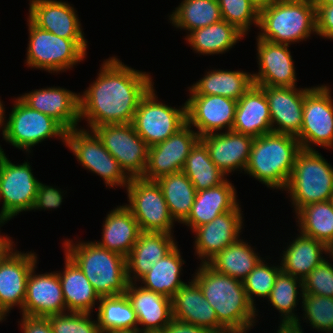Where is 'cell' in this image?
Returning <instances> with one entry per match:
<instances>
[{
	"label": "cell",
	"instance_id": "obj_1",
	"mask_svg": "<svg viewBox=\"0 0 333 333\" xmlns=\"http://www.w3.org/2000/svg\"><path fill=\"white\" fill-rule=\"evenodd\" d=\"M149 73L109 57L103 61L96 80L79 95L80 122L88 127L132 123L141 99L153 87Z\"/></svg>",
	"mask_w": 333,
	"mask_h": 333
},
{
	"label": "cell",
	"instance_id": "obj_2",
	"mask_svg": "<svg viewBox=\"0 0 333 333\" xmlns=\"http://www.w3.org/2000/svg\"><path fill=\"white\" fill-rule=\"evenodd\" d=\"M196 271L193 279L225 329H252L255 326L258 311L248 300L243 281L221 274L207 263H200Z\"/></svg>",
	"mask_w": 333,
	"mask_h": 333
},
{
	"label": "cell",
	"instance_id": "obj_3",
	"mask_svg": "<svg viewBox=\"0 0 333 333\" xmlns=\"http://www.w3.org/2000/svg\"><path fill=\"white\" fill-rule=\"evenodd\" d=\"M301 150L296 136L270 132L255 137L244 173L272 189H285Z\"/></svg>",
	"mask_w": 333,
	"mask_h": 333
},
{
	"label": "cell",
	"instance_id": "obj_4",
	"mask_svg": "<svg viewBox=\"0 0 333 333\" xmlns=\"http://www.w3.org/2000/svg\"><path fill=\"white\" fill-rule=\"evenodd\" d=\"M77 243L66 239L62 247L88 278L99 297L125 294L129 284L126 258L100 247L95 241Z\"/></svg>",
	"mask_w": 333,
	"mask_h": 333
},
{
	"label": "cell",
	"instance_id": "obj_5",
	"mask_svg": "<svg viewBox=\"0 0 333 333\" xmlns=\"http://www.w3.org/2000/svg\"><path fill=\"white\" fill-rule=\"evenodd\" d=\"M259 39L278 44H294L308 39L316 31V7L313 0H275L259 12Z\"/></svg>",
	"mask_w": 333,
	"mask_h": 333
},
{
	"label": "cell",
	"instance_id": "obj_6",
	"mask_svg": "<svg viewBox=\"0 0 333 333\" xmlns=\"http://www.w3.org/2000/svg\"><path fill=\"white\" fill-rule=\"evenodd\" d=\"M284 190L295 213L306 205L328 201L333 195V167L316 149H301Z\"/></svg>",
	"mask_w": 333,
	"mask_h": 333
},
{
	"label": "cell",
	"instance_id": "obj_7",
	"mask_svg": "<svg viewBox=\"0 0 333 333\" xmlns=\"http://www.w3.org/2000/svg\"><path fill=\"white\" fill-rule=\"evenodd\" d=\"M29 43L26 66L48 71L64 72L86 58V39H65L42 30L28 19Z\"/></svg>",
	"mask_w": 333,
	"mask_h": 333
},
{
	"label": "cell",
	"instance_id": "obj_8",
	"mask_svg": "<svg viewBox=\"0 0 333 333\" xmlns=\"http://www.w3.org/2000/svg\"><path fill=\"white\" fill-rule=\"evenodd\" d=\"M5 122L3 139L22 151L30 153L34 145L52 137L59 138L65 145L66 130L52 117L31 109L19 97Z\"/></svg>",
	"mask_w": 333,
	"mask_h": 333
},
{
	"label": "cell",
	"instance_id": "obj_9",
	"mask_svg": "<svg viewBox=\"0 0 333 333\" xmlns=\"http://www.w3.org/2000/svg\"><path fill=\"white\" fill-rule=\"evenodd\" d=\"M65 145L76 156L77 161L92 173L102 177L106 186L126 187L130 178L118 161L108 152L92 130L74 128L66 131Z\"/></svg>",
	"mask_w": 333,
	"mask_h": 333
},
{
	"label": "cell",
	"instance_id": "obj_10",
	"mask_svg": "<svg viewBox=\"0 0 333 333\" xmlns=\"http://www.w3.org/2000/svg\"><path fill=\"white\" fill-rule=\"evenodd\" d=\"M126 190L129 204L125 206L131 211L141 231L173 234L175 221L156 181L131 178Z\"/></svg>",
	"mask_w": 333,
	"mask_h": 333
},
{
	"label": "cell",
	"instance_id": "obj_11",
	"mask_svg": "<svg viewBox=\"0 0 333 333\" xmlns=\"http://www.w3.org/2000/svg\"><path fill=\"white\" fill-rule=\"evenodd\" d=\"M155 92L153 86L141 99L132 122L149 147L165 141L187 123L186 102L177 109L158 101Z\"/></svg>",
	"mask_w": 333,
	"mask_h": 333
},
{
	"label": "cell",
	"instance_id": "obj_12",
	"mask_svg": "<svg viewBox=\"0 0 333 333\" xmlns=\"http://www.w3.org/2000/svg\"><path fill=\"white\" fill-rule=\"evenodd\" d=\"M39 180L34 177L29 162L14 164L0 145V215L8 222L34 205Z\"/></svg>",
	"mask_w": 333,
	"mask_h": 333
},
{
	"label": "cell",
	"instance_id": "obj_13",
	"mask_svg": "<svg viewBox=\"0 0 333 333\" xmlns=\"http://www.w3.org/2000/svg\"><path fill=\"white\" fill-rule=\"evenodd\" d=\"M92 131L130 179L143 177L149 146L136 133L132 123L99 125Z\"/></svg>",
	"mask_w": 333,
	"mask_h": 333
},
{
	"label": "cell",
	"instance_id": "obj_14",
	"mask_svg": "<svg viewBox=\"0 0 333 333\" xmlns=\"http://www.w3.org/2000/svg\"><path fill=\"white\" fill-rule=\"evenodd\" d=\"M327 85L311 87L304 96L303 120L296 136L301 149L314 150V145L333 147V99Z\"/></svg>",
	"mask_w": 333,
	"mask_h": 333
},
{
	"label": "cell",
	"instance_id": "obj_15",
	"mask_svg": "<svg viewBox=\"0 0 333 333\" xmlns=\"http://www.w3.org/2000/svg\"><path fill=\"white\" fill-rule=\"evenodd\" d=\"M13 245L15 244L11 243L0 254V314L4 318L14 306H19L22 311L27 280L37 264L34 252H19Z\"/></svg>",
	"mask_w": 333,
	"mask_h": 333
},
{
	"label": "cell",
	"instance_id": "obj_16",
	"mask_svg": "<svg viewBox=\"0 0 333 333\" xmlns=\"http://www.w3.org/2000/svg\"><path fill=\"white\" fill-rule=\"evenodd\" d=\"M191 128L186 123L165 141L149 147L143 179L156 181L162 176L182 171L192 147L200 139L196 130Z\"/></svg>",
	"mask_w": 333,
	"mask_h": 333
},
{
	"label": "cell",
	"instance_id": "obj_17",
	"mask_svg": "<svg viewBox=\"0 0 333 333\" xmlns=\"http://www.w3.org/2000/svg\"><path fill=\"white\" fill-rule=\"evenodd\" d=\"M189 96L186 100L187 123L197 128L199 137L218 133V131L220 133V130H232L236 100L220 95Z\"/></svg>",
	"mask_w": 333,
	"mask_h": 333
},
{
	"label": "cell",
	"instance_id": "obj_18",
	"mask_svg": "<svg viewBox=\"0 0 333 333\" xmlns=\"http://www.w3.org/2000/svg\"><path fill=\"white\" fill-rule=\"evenodd\" d=\"M241 205L238 204L232 211L225 212L214 218L211 222L196 227L194 248L201 263H207L218 252L240 238L243 218Z\"/></svg>",
	"mask_w": 333,
	"mask_h": 333
},
{
	"label": "cell",
	"instance_id": "obj_19",
	"mask_svg": "<svg viewBox=\"0 0 333 333\" xmlns=\"http://www.w3.org/2000/svg\"><path fill=\"white\" fill-rule=\"evenodd\" d=\"M256 39L259 71L252 73L253 84L260 87H296V71L289 45Z\"/></svg>",
	"mask_w": 333,
	"mask_h": 333
},
{
	"label": "cell",
	"instance_id": "obj_20",
	"mask_svg": "<svg viewBox=\"0 0 333 333\" xmlns=\"http://www.w3.org/2000/svg\"><path fill=\"white\" fill-rule=\"evenodd\" d=\"M79 95L62 87H46L25 93L19 98L31 109L52 117L69 131L79 127Z\"/></svg>",
	"mask_w": 333,
	"mask_h": 333
},
{
	"label": "cell",
	"instance_id": "obj_21",
	"mask_svg": "<svg viewBox=\"0 0 333 333\" xmlns=\"http://www.w3.org/2000/svg\"><path fill=\"white\" fill-rule=\"evenodd\" d=\"M261 88L268 100L273 132L297 136L302 126L304 96L310 88Z\"/></svg>",
	"mask_w": 333,
	"mask_h": 333
},
{
	"label": "cell",
	"instance_id": "obj_22",
	"mask_svg": "<svg viewBox=\"0 0 333 333\" xmlns=\"http://www.w3.org/2000/svg\"><path fill=\"white\" fill-rule=\"evenodd\" d=\"M34 266L29 274L22 315L47 317L66 312L61 283L57 272L36 274Z\"/></svg>",
	"mask_w": 333,
	"mask_h": 333
},
{
	"label": "cell",
	"instance_id": "obj_23",
	"mask_svg": "<svg viewBox=\"0 0 333 333\" xmlns=\"http://www.w3.org/2000/svg\"><path fill=\"white\" fill-rule=\"evenodd\" d=\"M29 19L38 28L65 39H85L76 10L57 0H30Z\"/></svg>",
	"mask_w": 333,
	"mask_h": 333
},
{
	"label": "cell",
	"instance_id": "obj_24",
	"mask_svg": "<svg viewBox=\"0 0 333 333\" xmlns=\"http://www.w3.org/2000/svg\"><path fill=\"white\" fill-rule=\"evenodd\" d=\"M172 316L186 323L207 329L211 333L226 330L217 319L214 308L204 298L198 283L192 279L184 283L172 296Z\"/></svg>",
	"mask_w": 333,
	"mask_h": 333
},
{
	"label": "cell",
	"instance_id": "obj_25",
	"mask_svg": "<svg viewBox=\"0 0 333 333\" xmlns=\"http://www.w3.org/2000/svg\"><path fill=\"white\" fill-rule=\"evenodd\" d=\"M200 140L207 147L213 163L226 176L235 170H245L254 137L231 130L208 134Z\"/></svg>",
	"mask_w": 333,
	"mask_h": 333
},
{
	"label": "cell",
	"instance_id": "obj_26",
	"mask_svg": "<svg viewBox=\"0 0 333 333\" xmlns=\"http://www.w3.org/2000/svg\"><path fill=\"white\" fill-rule=\"evenodd\" d=\"M137 284L129 283L125 294L136 312L138 329L143 333L162 332L173 319L171 299Z\"/></svg>",
	"mask_w": 333,
	"mask_h": 333
},
{
	"label": "cell",
	"instance_id": "obj_27",
	"mask_svg": "<svg viewBox=\"0 0 333 333\" xmlns=\"http://www.w3.org/2000/svg\"><path fill=\"white\" fill-rule=\"evenodd\" d=\"M173 234L141 231L138 240L126 258L129 283L137 282L160 259L178 244Z\"/></svg>",
	"mask_w": 333,
	"mask_h": 333
},
{
	"label": "cell",
	"instance_id": "obj_28",
	"mask_svg": "<svg viewBox=\"0 0 333 333\" xmlns=\"http://www.w3.org/2000/svg\"><path fill=\"white\" fill-rule=\"evenodd\" d=\"M232 131L254 138L273 132L268 100L260 86L253 84L237 101Z\"/></svg>",
	"mask_w": 333,
	"mask_h": 333
},
{
	"label": "cell",
	"instance_id": "obj_29",
	"mask_svg": "<svg viewBox=\"0 0 333 333\" xmlns=\"http://www.w3.org/2000/svg\"><path fill=\"white\" fill-rule=\"evenodd\" d=\"M236 194V189L228 180L216 187L197 191L190 214L182 224L193 231L220 214L232 211L239 204Z\"/></svg>",
	"mask_w": 333,
	"mask_h": 333
},
{
	"label": "cell",
	"instance_id": "obj_30",
	"mask_svg": "<svg viewBox=\"0 0 333 333\" xmlns=\"http://www.w3.org/2000/svg\"><path fill=\"white\" fill-rule=\"evenodd\" d=\"M100 247L127 258L141 233L138 222L125 206H117L105 217Z\"/></svg>",
	"mask_w": 333,
	"mask_h": 333
},
{
	"label": "cell",
	"instance_id": "obj_31",
	"mask_svg": "<svg viewBox=\"0 0 333 333\" xmlns=\"http://www.w3.org/2000/svg\"><path fill=\"white\" fill-rule=\"evenodd\" d=\"M65 267L58 272L67 311L92 313L100 297L78 265L65 253ZM98 300V301H97Z\"/></svg>",
	"mask_w": 333,
	"mask_h": 333
},
{
	"label": "cell",
	"instance_id": "obj_32",
	"mask_svg": "<svg viewBox=\"0 0 333 333\" xmlns=\"http://www.w3.org/2000/svg\"><path fill=\"white\" fill-rule=\"evenodd\" d=\"M329 255V248L322 242L299 234L283 251L281 271L303 280Z\"/></svg>",
	"mask_w": 333,
	"mask_h": 333
},
{
	"label": "cell",
	"instance_id": "obj_33",
	"mask_svg": "<svg viewBox=\"0 0 333 333\" xmlns=\"http://www.w3.org/2000/svg\"><path fill=\"white\" fill-rule=\"evenodd\" d=\"M252 85L251 73L215 69L189 87V95H220L238 101Z\"/></svg>",
	"mask_w": 333,
	"mask_h": 333
},
{
	"label": "cell",
	"instance_id": "obj_34",
	"mask_svg": "<svg viewBox=\"0 0 333 333\" xmlns=\"http://www.w3.org/2000/svg\"><path fill=\"white\" fill-rule=\"evenodd\" d=\"M244 36L234 25L222 19L206 27L188 32L185 40L196 53L213 55L229 51Z\"/></svg>",
	"mask_w": 333,
	"mask_h": 333
},
{
	"label": "cell",
	"instance_id": "obj_35",
	"mask_svg": "<svg viewBox=\"0 0 333 333\" xmlns=\"http://www.w3.org/2000/svg\"><path fill=\"white\" fill-rule=\"evenodd\" d=\"M185 261L181 257L180 249L176 246L164 258L158 260L152 268L139 280L142 287L162 294L168 298L186 282L180 279L182 266Z\"/></svg>",
	"mask_w": 333,
	"mask_h": 333
},
{
	"label": "cell",
	"instance_id": "obj_36",
	"mask_svg": "<svg viewBox=\"0 0 333 333\" xmlns=\"http://www.w3.org/2000/svg\"><path fill=\"white\" fill-rule=\"evenodd\" d=\"M240 238L218 252L207 264L221 274L243 281L262 257Z\"/></svg>",
	"mask_w": 333,
	"mask_h": 333
},
{
	"label": "cell",
	"instance_id": "obj_37",
	"mask_svg": "<svg viewBox=\"0 0 333 333\" xmlns=\"http://www.w3.org/2000/svg\"><path fill=\"white\" fill-rule=\"evenodd\" d=\"M156 182L161 187L171 217L182 223L195 201L197 192L194 185L182 171L162 176Z\"/></svg>",
	"mask_w": 333,
	"mask_h": 333
},
{
	"label": "cell",
	"instance_id": "obj_38",
	"mask_svg": "<svg viewBox=\"0 0 333 333\" xmlns=\"http://www.w3.org/2000/svg\"><path fill=\"white\" fill-rule=\"evenodd\" d=\"M182 172L194 185L196 192L216 187L227 180L226 174L213 163L207 147L200 139L192 147Z\"/></svg>",
	"mask_w": 333,
	"mask_h": 333
},
{
	"label": "cell",
	"instance_id": "obj_39",
	"mask_svg": "<svg viewBox=\"0 0 333 333\" xmlns=\"http://www.w3.org/2000/svg\"><path fill=\"white\" fill-rule=\"evenodd\" d=\"M169 17L172 26L189 32L222 20L218 0H183Z\"/></svg>",
	"mask_w": 333,
	"mask_h": 333
},
{
	"label": "cell",
	"instance_id": "obj_40",
	"mask_svg": "<svg viewBox=\"0 0 333 333\" xmlns=\"http://www.w3.org/2000/svg\"><path fill=\"white\" fill-rule=\"evenodd\" d=\"M299 233L324 243L333 244V205L330 200L302 207L297 213Z\"/></svg>",
	"mask_w": 333,
	"mask_h": 333
},
{
	"label": "cell",
	"instance_id": "obj_41",
	"mask_svg": "<svg viewBox=\"0 0 333 333\" xmlns=\"http://www.w3.org/2000/svg\"><path fill=\"white\" fill-rule=\"evenodd\" d=\"M97 321L100 331L136 329L138 319L126 294L100 297Z\"/></svg>",
	"mask_w": 333,
	"mask_h": 333
},
{
	"label": "cell",
	"instance_id": "obj_42",
	"mask_svg": "<svg viewBox=\"0 0 333 333\" xmlns=\"http://www.w3.org/2000/svg\"><path fill=\"white\" fill-rule=\"evenodd\" d=\"M301 289L299 292L298 289ZM300 293V294H299ZM298 294L303 296V280L280 271L268 297L277 311L281 313V321H301L294 308L299 304ZM298 299V300H297Z\"/></svg>",
	"mask_w": 333,
	"mask_h": 333
},
{
	"label": "cell",
	"instance_id": "obj_43",
	"mask_svg": "<svg viewBox=\"0 0 333 333\" xmlns=\"http://www.w3.org/2000/svg\"><path fill=\"white\" fill-rule=\"evenodd\" d=\"M301 300L305 322L319 332L333 333V298L303 294Z\"/></svg>",
	"mask_w": 333,
	"mask_h": 333
},
{
	"label": "cell",
	"instance_id": "obj_44",
	"mask_svg": "<svg viewBox=\"0 0 333 333\" xmlns=\"http://www.w3.org/2000/svg\"><path fill=\"white\" fill-rule=\"evenodd\" d=\"M264 259L265 258H262L250 274L243 280L247 298L255 308L256 304L254 298L263 297L267 299L274 286L275 279L281 271L280 265H268V263H265Z\"/></svg>",
	"mask_w": 333,
	"mask_h": 333
},
{
	"label": "cell",
	"instance_id": "obj_45",
	"mask_svg": "<svg viewBox=\"0 0 333 333\" xmlns=\"http://www.w3.org/2000/svg\"><path fill=\"white\" fill-rule=\"evenodd\" d=\"M222 19L234 25L244 35L250 25L259 24V12L249 0H218Z\"/></svg>",
	"mask_w": 333,
	"mask_h": 333
},
{
	"label": "cell",
	"instance_id": "obj_46",
	"mask_svg": "<svg viewBox=\"0 0 333 333\" xmlns=\"http://www.w3.org/2000/svg\"><path fill=\"white\" fill-rule=\"evenodd\" d=\"M91 313L67 311L47 316L53 333H101Z\"/></svg>",
	"mask_w": 333,
	"mask_h": 333
},
{
	"label": "cell",
	"instance_id": "obj_47",
	"mask_svg": "<svg viewBox=\"0 0 333 333\" xmlns=\"http://www.w3.org/2000/svg\"><path fill=\"white\" fill-rule=\"evenodd\" d=\"M303 294L333 298V264L326 258L303 279Z\"/></svg>",
	"mask_w": 333,
	"mask_h": 333
},
{
	"label": "cell",
	"instance_id": "obj_48",
	"mask_svg": "<svg viewBox=\"0 0 333 333\" xmlns=\"http://www.w3.org/2000/svg\"><path fill=\"white\" fill-rule=\"evenodd\" d=\"M62 193L63 192L56 187L54 188L53 186L39 182L35 202L31 211L59 208L63 201Z\"/></svg>",
	"mask_w": 333,
	"mask_h": 333
},
{
	"label": "cell",
	"instance_id": "obj_49",
	"mask_svg": "<svg viewBox=\"0 0 333 333\" xmlns=\"http://www.w3.org/2000/svg\"><path fill=\"white\" fill-rule=\"evenodd\" d=\"M316 31L322 38L333 40V4L315 5Z\"/></svg>",
	"mask_w": 333,
	"mask_h": 333
},
{
	"label": "cell",
	"instance_id": "obj_50",
	"mask_svg": "<svg viewBox=\"0 0 333 333\" xmlns=\"http://www.w3.org/2000/svg\"><path fill=\"white\" fill-rule=\"evenodd\" d=\"M19 325L23 333H53L47 317L22 315Z\"/></svg>",
	"mask_w": 333,
	"mask_h": 333
},
{
	"label": "cell",
	"instance_id": "obj_51",
	"mask_svg": "<svg viewBox=\"0 0 333 333\" xmlns=\"http://www.w3.org/2000/svg\"><path fill=\"white\" fill-rule=\"evenodd\" d=\"M161 333H211L205 328L194 324L186 323L177 319H172Z\"/></svg>",
	"mask_w": 333,
	"mask_h": 333
},
{
	"label": "cell",
	"instance_id": "obj_52",
	"mask_svg": "<svg viewBox=\"0 0 333 333\" xmlns=\"http://www.w3.org/2000/svg\"><path fill=\"white\" fill-rule=\"evenodd\" d=\"M299 321H280L277 333H303Z\"/></svg>",
	"mask_w": 333,
	"mask_h": 333
},
{
	"label": "cell",
	"instance_id": "obj_53",
	"mask_svg": "<svg viewBox=\"0 0 333 333\" xmlns=\"http://www.w3.org/2000/svg\"><path fill=\"white\" fill-rule=\"evenodd\" d=\"M7 221L0 215V227H2ZM3 224V225H2ZM14 243L11 238L3 236L0 233V254L11 244Z\"/></svg>",
	"mask_w": 333,
	"mask_h": 333
},
{
	"label": "cell",
	"instance_id": "obj_54",
	"mask_svg": "<svg viewBox=\"0 0 333 333\" xmlns=\"http://www.w3.org/2000/svg\"><path fill=\"white\" fill-rule=\"evenodd\" d=\"M258 12L268 8L275 0H249Z\"/></svg>",
	"mask_w": 333,
	"mask_h": 333
},
{
	"label": "cell",
	"instance_id": "obj_55",
	"mask_svg": "<svg viewBox=\"0 0 333 333\" xmlns=\"http://www.w3.org/2000/svg\"><path fill=\"white\" fill-rule=\"evenodd\" d=\"M101 333H143L138 328L136 329H117L112 331H102Z\"/></svg>",
	"mask_w": 333,
	"mask_h": 333
},
{
	"label": "cell",
	"instance_id": "obj_56",
	"mask_svg": "<svg viewBox=\"0 0 333 333\" xmlns=\"http://www.w3.org/2000/svg\"><path fill=\"white\" fill-rule=\"evenodd\" d=\"M5 108H4V105H3V102H1L0 100V129L2 126H4V123H5Z\"/></svg>",
	"mask_w": 333,
	"mask_h": 333
},
{
	"label": "cell",
	"instance_id": "obj_57",
	"mask_svg": "<svg viewBox=\"0 0 333 333\" xmlns=\"http://www.w3.org/2000/svg\"><path fill=\"white\" fill-rule=\"evenodd\" d=\"M250 329H240V330H234V329H226L221 332L216 333H247Z\"/></svg>",
	"mask_w": 333,
	"mask_h": 333
},
{
	"label": "cell",
	"instance_id": "obj_58",
	"mask_svg": "<svg viewBox=\"0 0 333 333\" xmlns=\"http://www.w3.org/2000/svg\"><path fill=\"white\" fill-rule=\"evenodd\" d=\"M314 5H332L333 0H313Z\"/></svg>",
	"mask_w": 333,
	"mask_h": 333
},
{
	"label": "cell",
	"instance_id": "obj_59",
	"mask_svg": "<svg viewBox=\"0 0 333 333\" xmlns=\"http://www.w3.org/2000/svg\"><path fill=\"white\" fill-rule=\"evenodd\" d=\"M333 258V244L329 247V258Z\"/></svg>",
	"mask_w": 333,
	"mask_h": 333
},
{
	"label": "cell",
	"instance_id": "obj_60",
	"mask_svg": "<svg viewBox=\"0 0 333 333\" xmlns=\"http://www.w3.org/2000/svg\"><path fill=\"white\" fill-rule=\"evenodd\" d=\"M6 318H4L1 314H0V322H2V320L4 321Z\"/></svg>",
	"mask_w": 333,
	"mask_h": 333
},
{
	"label": "cell",
	"instance_id": "obj_61",
	"mask_svg": "<svg viewBox=\"0 0 333 333\" xmlns=\"http://www.w3.org/2000/svg\"><path fill=\"white\" fill-rule=\"evenodd\" d=\"M332 205H333V195L331 196V199H330Z\"/></svg>",
	"mask_w": 333,
	"mask_h": 333
}]
</instances>
